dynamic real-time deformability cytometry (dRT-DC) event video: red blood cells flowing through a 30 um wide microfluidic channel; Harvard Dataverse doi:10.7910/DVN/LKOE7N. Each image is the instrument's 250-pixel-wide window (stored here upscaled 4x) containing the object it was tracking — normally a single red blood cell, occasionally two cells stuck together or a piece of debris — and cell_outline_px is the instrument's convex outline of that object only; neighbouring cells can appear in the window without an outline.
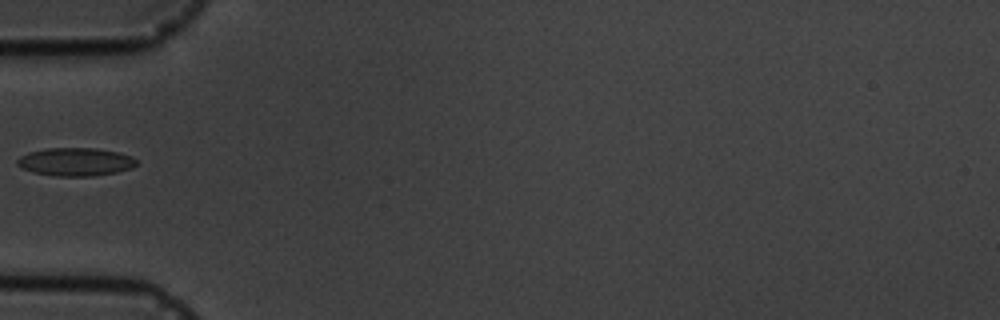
{"species": "common noctule bat (a hibernating species)", "species_latin": "Nyctalus noctula", "temperature_condition": "cold", "stored_images_in_passage": 6, "camera_frame_rate_fps": 3000, "um_per_image_px": 0.085, "animal": {"sex": "male", "body_mass_g": 19.5, "forearm_length_mm": 54.6}, "frame": {"image": 1, "passage_image": 6, "time_ms": 6.333, "image_size_px": [1000, 320], "cell_outline_px": [[136, 164], [132, 168], [116, 172], [92, 176], [56, 176], [36, 172], [24, 168], [16, 164], [16, 160], [20, 156], [28, 152], [48, 148], [96, 148], [116, 152], [132, 156], [136, 160]], "centroid_in_image_um": [6.42, 13.75], "position_along_channel_um": 78.6, "area_um2": 19.36}}